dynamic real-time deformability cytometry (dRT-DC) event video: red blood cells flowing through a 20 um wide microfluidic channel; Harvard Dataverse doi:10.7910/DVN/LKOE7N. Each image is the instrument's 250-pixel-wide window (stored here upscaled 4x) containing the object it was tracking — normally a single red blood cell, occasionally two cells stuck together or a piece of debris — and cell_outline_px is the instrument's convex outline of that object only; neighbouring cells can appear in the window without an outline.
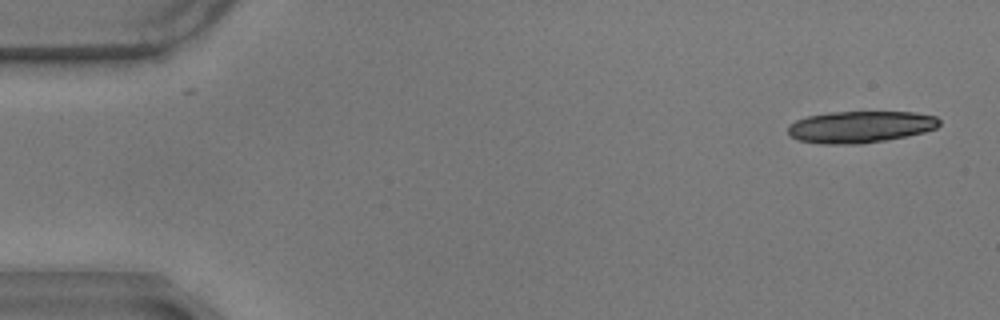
{"species": "common noctule bat (a hibernating species)", "species_latin": "Nyctalus noctula", "temperature_condition": "warm", "stored_images_in_passage": 16, "camera_frame_rate_fps": 3000, "um_per_image_px": 0.085, "animal": {"sex": "male", "body_mass_g": 17.9}, "frame": {"image": 1, "passage_image": 1, "time_ms": 0.0, "image_size_px": [1000, 320], "cell_outline_px": [[940, 124], [936, 128], [924, 132], [884, 140], [860, 144], [820, 144], [796, 140], [788, 132], [788, 124], [796, 120], [808, 116], [828, 112], [912, 112], [936, 116], [940, 120]], "centroid_in_image_um": [73.09, 10.78], "position_along_channel_um": 11.9, "area_um2": 28.03}}